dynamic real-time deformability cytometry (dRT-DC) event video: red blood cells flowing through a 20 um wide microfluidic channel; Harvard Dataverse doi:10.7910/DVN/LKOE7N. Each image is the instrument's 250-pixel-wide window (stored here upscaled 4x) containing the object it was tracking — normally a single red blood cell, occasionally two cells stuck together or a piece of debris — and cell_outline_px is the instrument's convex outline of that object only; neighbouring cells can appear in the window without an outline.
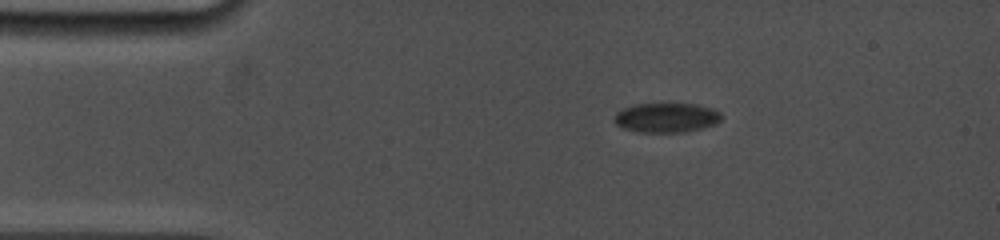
{"species": "common noctule bat (a hibernating species)", "species_latin": "Nyctalus noctula", "temperature_condition": "cold", "stored_images_in_passage": 5, "camera_frame_rate_fps": 5000, "um_per_image_px": 0.085, "animal": {"sex": "female", "body_mass_g": 19.0, "forearm_length_mm": 53.3}, "frame": {"image": 1, "passage_image": 1, "time_ms": 0.0, "image_size_px": [1000, 240], "cell_outline_px": [[724, 116], [716, 124], [684, 132], [636, 132], [624, 128], [616, 124], [616, 112], [624, 108], [636, 104], [696, 104], [712, 108], [720, 112]], "centroid_in_image_um": [56.68, 10.0], "position_along_channel_um": 28.3, "area_um2": 18.32}}